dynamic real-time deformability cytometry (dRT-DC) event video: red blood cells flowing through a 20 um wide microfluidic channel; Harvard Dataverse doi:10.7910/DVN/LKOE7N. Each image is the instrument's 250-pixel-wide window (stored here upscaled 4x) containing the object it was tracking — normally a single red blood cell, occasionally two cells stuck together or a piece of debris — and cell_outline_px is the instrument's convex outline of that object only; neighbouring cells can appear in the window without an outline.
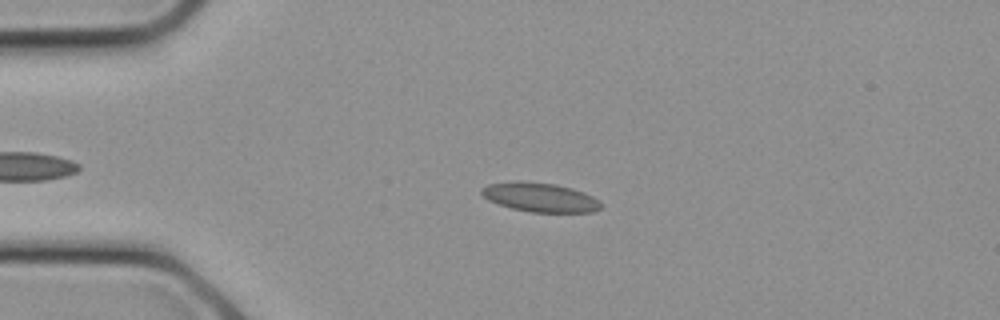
{"species": "common noctule bat (a hibernating species)", "species_latin": "Nyctalus noctula", "temperature_condition": "cold", "stored_images_in_passage": 10, "camera_frame_rate_fps": 3000, "um_per_image_px": 0.085, "animal": {"sex": "female", "body_mass_g": 21.9}, "frame": {"image": 1, "passage_image": 5, "time_ms": 1.333, "image_size_px": [1000, 320], "cell_outline_px": [[600, 208], [592, 212], [532, 212], [512, 208], [488, 200], [480, 192], [480, 188], [488, 184], [512, 180], [520, 180], [556, 184], [572, 188], [584, 192], [600, 200]], "centroid_in_image_um": [45.88, 16.75], "position_along_channel_um": 39.1, "area_um2": 20.4}}
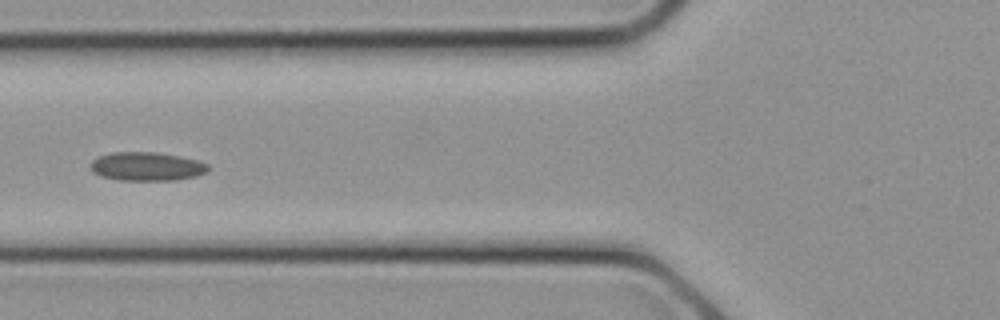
{"frame": {"image": 2, "passage_image": 9, "time_ms": 2.667, "image_size_px": [1000, 320], "cell_outline_px": [[208, 172], [196, 176], [176, 180], [120, 180], [100, 176], [92, 172], [92, 160], [100, 156], [112, 152], [156, 152], [180, 156], [196, 160], [208, 164]], "centroid_in_image_um": [12.49, 14.15], "position_along_channel_um": 113.3, "area_um2": 19.59}}